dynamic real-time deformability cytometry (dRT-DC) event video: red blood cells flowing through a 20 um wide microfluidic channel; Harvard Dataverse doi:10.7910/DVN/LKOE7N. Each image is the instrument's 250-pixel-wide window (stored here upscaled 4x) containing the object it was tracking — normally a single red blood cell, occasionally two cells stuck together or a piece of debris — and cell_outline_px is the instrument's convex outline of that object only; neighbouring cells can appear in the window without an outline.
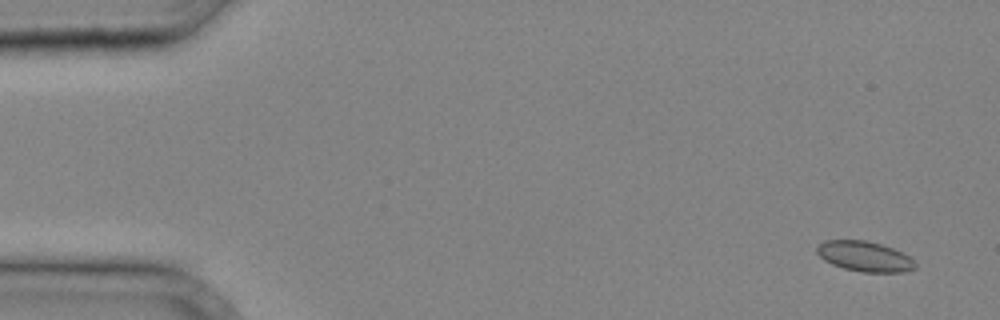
{"species": "common noctule bat (a hibernating species)", "species_latin": "Nyctalus noctula", "temperature_condition": "cold", "stored_images_in_passage": 36, "camera_frame_rate_fps": 3000, "um_per_image_px": 0.085, "animal": {"sex": "male", "body_mass_g": 20.4}, "frame": {"image": 1, "passage_image": 2, "time_ms": 0.333, "image_size_px": [1000, 320], "cell_outline_px": [[916, 268], [904, 272], [864, 272], [844, 268], [832, 264], [824, 260], [816, 252], [816, 248], [824, 240], [864, 240], [880, 244], [892, 248], [908, 256], [916, 264]], "centroid_in_image_um": [73.47, 21.79], "position_along_channel_um": 11.5, "area_um2": 17.11}}
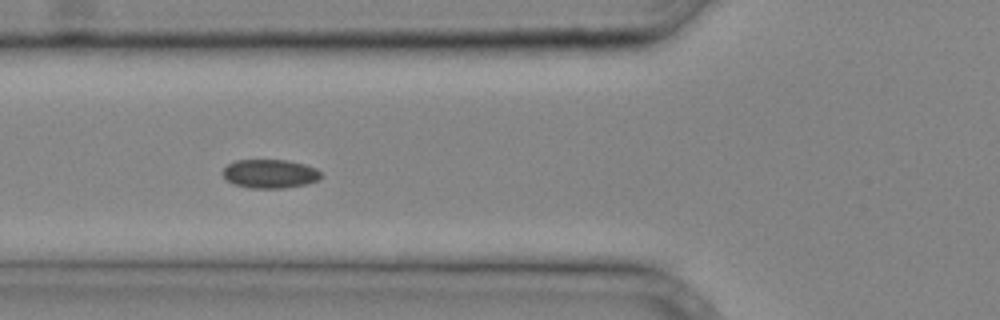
{"frame": {"image": 2, "passage_image": 14, "time_ms": 4.333, "image_size_px": [1000, 320], "cell_outline_px": [[324, 176], [316, 180], [304, 184], [284, 188], [252, 188], [232, 184], [220, 172], [228, 164], [236, 160], [288, 160], [304, 164], [316, 168]], "centroid_in_image_um": [22.93, 14.76], "position_along_channel_um": 102.9, "area_um2": 16.47}}
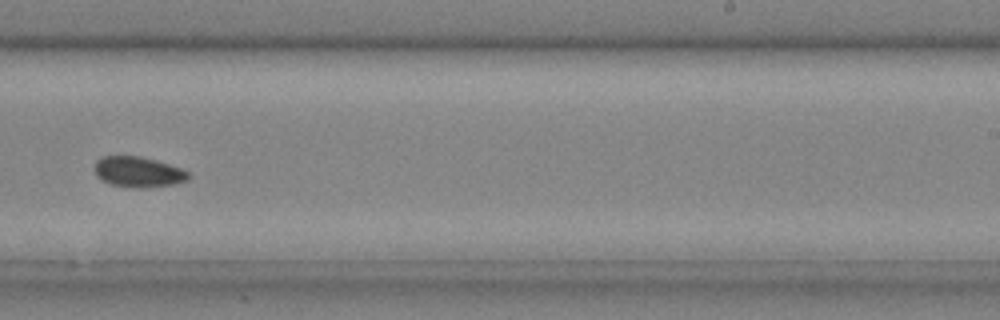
{"frame": {"image": 3, "passage_image": 24, "time_ms": 7.667, "image_size_px": [1000, 320], "cell_outline_px": [[188, 180], [172, 184], [140, 188], [132, 188], [112, 184], [100, 180], [96, 176], [96, 160], [104, 156], [140, 156], [156, 160], [180, 168], [188, 172]], "centroid_in_image_um": [11.72, 14.61], "position_along_channel_um": 277.3, "area_um2": 16.47}}